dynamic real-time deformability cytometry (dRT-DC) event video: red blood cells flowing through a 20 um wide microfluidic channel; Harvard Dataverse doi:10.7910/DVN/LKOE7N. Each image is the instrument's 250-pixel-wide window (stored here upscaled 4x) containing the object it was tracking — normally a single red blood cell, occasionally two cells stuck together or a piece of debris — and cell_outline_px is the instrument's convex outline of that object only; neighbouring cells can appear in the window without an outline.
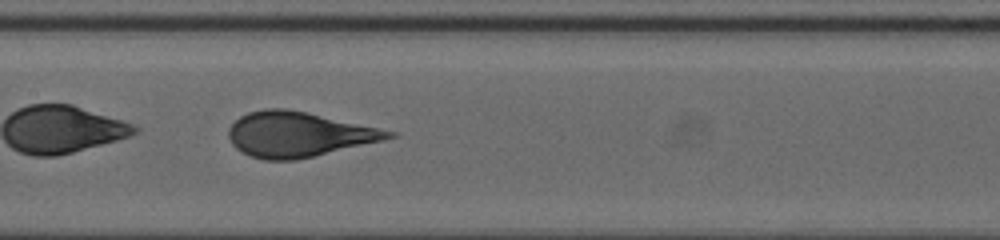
{"species": "human", "species_latin": "Homo sapiens", "temperature_condition": "cold", "stored_images_in_passage": 49, "camera_frame_rate_fps": 3000, "um_per_image_px": 0.085, "donor": {"sex": "female"}, "frame": {"image": 1, "passage_image": 26, "time_ms": 8.333, "image_size_px": [1000, 240], "cell_outline_px": [[396, 136], [384, 140], [296, 160], [264, 160], [240, 152], [232, 144], [228, 136], [228, 128], [240, 116], [248, 112], [264, 108], [284, 108], [308, 112], [396, 132]], "centroid_in_image_um": [25.33, 11.42], "position_along_channel_um": 182.1, "area_um2": 41.85}}
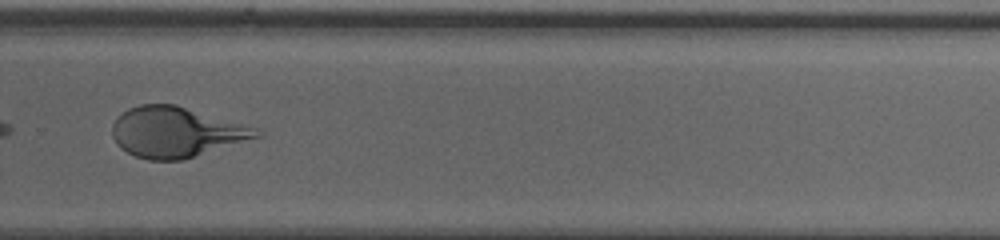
{"frame": {"image": 2, "passage_image": 36, "time_ms": 11.667, "image_size_px": [1000, 240], "cell_outline_px": [[264, 136], [184, 160], [148, 160], [136, 156], [120, 148], [116, 144], [112, 136], [112, 124], [128, 108], [140, 104], [176, 104], [260, 128], [264, 132]], "centroid_in_image_um": [15.04, 11.23], "position_along_channel_um": 314.8, "area_um2": 42.89}}